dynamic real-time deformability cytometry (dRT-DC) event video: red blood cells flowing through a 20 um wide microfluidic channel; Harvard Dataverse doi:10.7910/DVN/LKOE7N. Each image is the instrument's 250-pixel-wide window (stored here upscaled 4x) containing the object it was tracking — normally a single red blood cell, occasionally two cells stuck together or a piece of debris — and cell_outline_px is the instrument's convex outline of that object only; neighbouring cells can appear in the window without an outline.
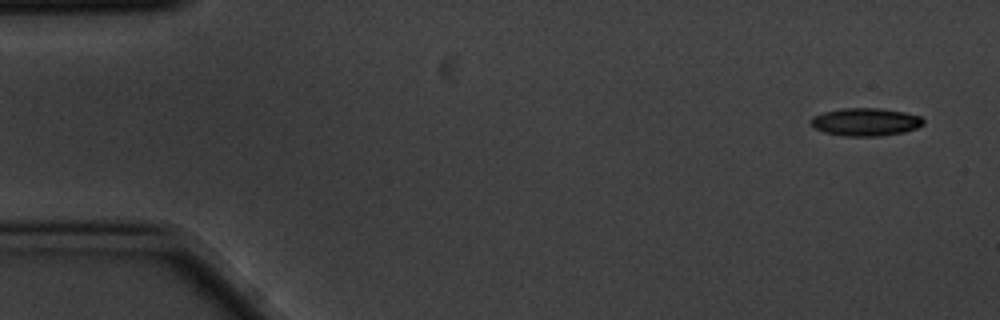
{"species": "common noctule bat (a hibernating species)", "species_latin": "Nyctalus noctula", "temperature_condition": "cold", "stored_images_in_passage": 5, "camera_frame_rate_fps": 3000, "um_per_image_px": 0.085, "animal": {"sex": "male", "body_mass_g": 20.1, "forearm_length_mm": 53.5}, "frame": {"image": 1, "passage_image": 1, "time_ms": 0.0, "image_size_px": [1000, 320], "cell_outline_px": [[924, 124], [916, 128], [904, 132], [880, 136], [844, 136], [824, 132], [816, 128], [808, 120], [812, 116], [824, 112], [840, 108], [880, 108], [904, 112], [920, 116], [924, 120]], "centroid_in_image_um": [73.56, 10.36], "position_along_channel_um": 11.4, "area_um2": 18.32}}
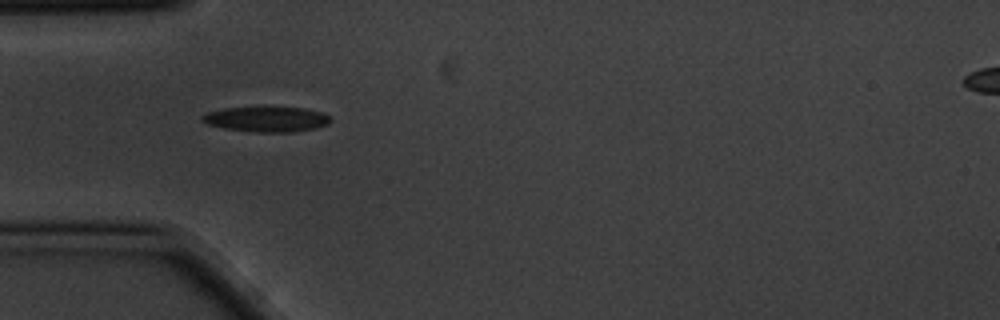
{"frame": {"image": 2, "passage_image": 4, "time_ms": 1.0, "image_size_px": [1000, 320], "cell_outline_px": [[332, 120], [328, 124], [316, 128], [292, 132], [256, 132], [224, 128], [208, 124], [200, 120], [200, 116], [208, 112], [224, 108], [308, 108], [324, 112]], "centroid_in_image_um": [22.68, 10.14], "position_along_channel_um": 62.3, "area_um2": 18.73}}